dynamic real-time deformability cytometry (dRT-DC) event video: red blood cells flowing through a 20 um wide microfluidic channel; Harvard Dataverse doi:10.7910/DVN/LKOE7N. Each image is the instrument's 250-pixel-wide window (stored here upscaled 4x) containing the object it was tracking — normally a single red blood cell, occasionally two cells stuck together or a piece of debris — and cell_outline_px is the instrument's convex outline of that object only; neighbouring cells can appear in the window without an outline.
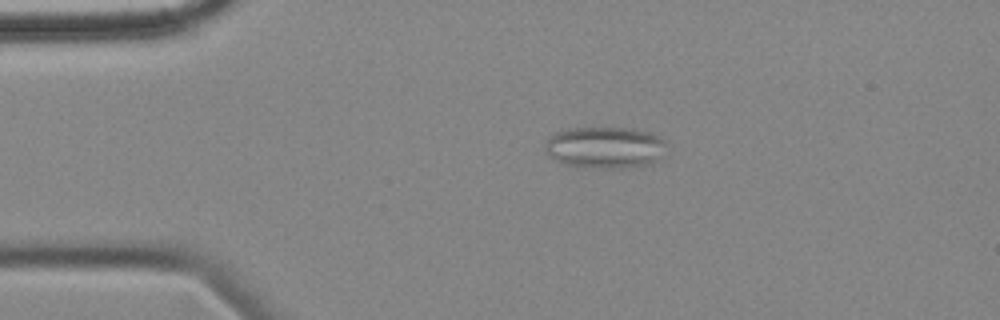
{"species": "common noctule bat (a hibernating species)", "species_latin": "Nyctalus noctula", "temperature_condition": "cold", "stored_images_in_passage": 3, "camera_frame_rate_fps": 3000, "um_per_image_px": 0.085, "animal": {"sex": "female", "body_mass_g": 18.4}, "frame": {"image": 1, "passage_image": 2, "time_ms": 1.0, "image_size_px": [1000, 320], "cell_outline_px": [[668, 156], [652, 164], [620, 168], [596, 168], [568, 164], [556, 160], [548, 156], [544, 148], [544, 144], [556, 132], [568, 128], [632, 128], [652, 132], [668, 140]], "centroid_in_image_um": [51.57, 12.53], "position_along_channel_um": 33.4, "area_um2": 30.23}}